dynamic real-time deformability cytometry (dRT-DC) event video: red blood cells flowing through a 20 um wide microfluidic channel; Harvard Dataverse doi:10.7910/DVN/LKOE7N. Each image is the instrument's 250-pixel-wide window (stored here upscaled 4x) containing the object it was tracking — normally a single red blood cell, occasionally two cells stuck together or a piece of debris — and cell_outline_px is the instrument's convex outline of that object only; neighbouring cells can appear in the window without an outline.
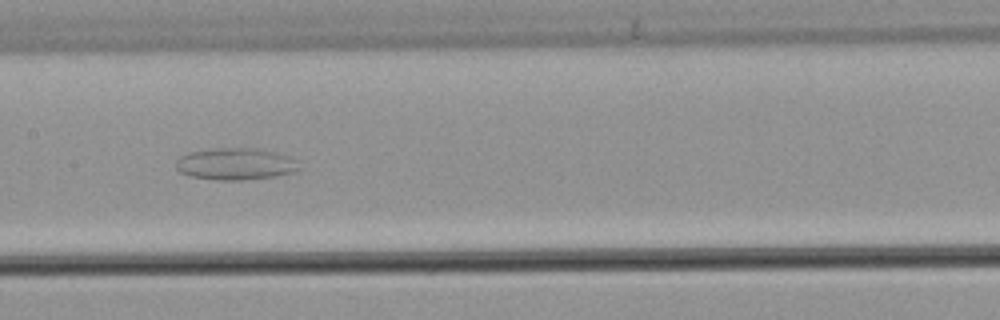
{"species": "common noctule bat (a hibernating species)", "species_latin": "Nyctalus noctula", "temperature_condition": "warm", "stored_images_in_passage": 46, "camera_frame_rate_fps": 3000, "um_per_image_px": 0.085, "animal": {"sex": "male", "body_mass_g": 21.5, "forearm_length_mm": 52.0}, "frame": {"image": 1, "passage_image": 19, "time_ms": 6.0, "image_size_px": [1000, 320], "cell_outline_px": [[304, 168], [296, 172], [276, 176], [244, 180], [216, 180], [192, 176], [180, 172], [176, 168], [176, 160], [180, 156], [188, 152], [208, 148], [264, 148], [288, 156], [296, 160]], "centroid_in_image_um": [20.07, 13.92], "position_along_channel_um": 187.3, "area_um2": 23.41}}
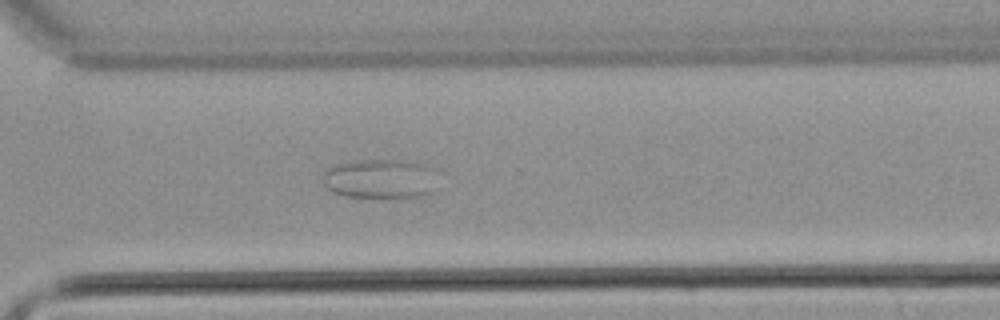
{"frame": {"image": 2, "passage_image": 31, "time_ms": 10.0, "image_size_px": [1000, 320], "cell_outline_px": [[432, 192], [424, 196], [344, 196], [332, 192], [324, 184], [324, 172], [332, 164], [364, 160], [416, 160], [424, 164], [428, 168]], "centroid_in_image_um": [32.2, 15.17], "position_along_channel_um": 338.4, "area_um2": 25.55}}
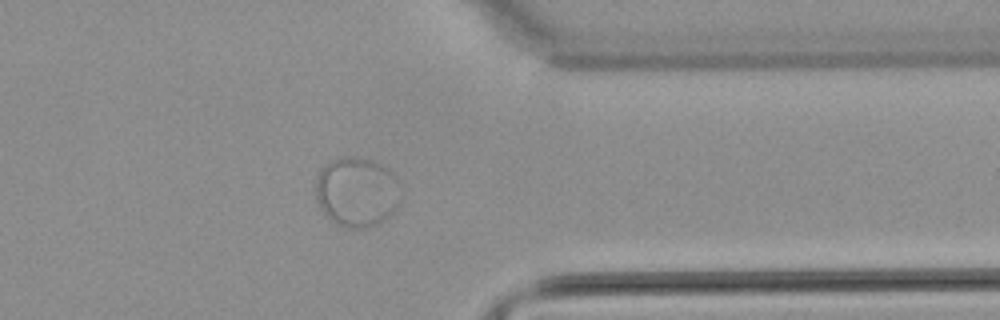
{"frame": {"image": 3, "passage_image": 35, "time_ms": 11.333, "image_size_px": [1000, 320], "cell_outline_px": [[400, 200], [396, 208], [380, 224], [364, 228], [348, 228], [336, 224], [328, 220], [320, 208], [316, 200], [316, 176], [320, 168], [324, 164], [332, 160], [344, 156], [352, 156], [372, 160], [380, 164], [392, 172], [396, 176]], "centroid_in_image_um": [30.29, 16.32], "position_along_channel_um": 381.1, "area_um2": 34.97}}